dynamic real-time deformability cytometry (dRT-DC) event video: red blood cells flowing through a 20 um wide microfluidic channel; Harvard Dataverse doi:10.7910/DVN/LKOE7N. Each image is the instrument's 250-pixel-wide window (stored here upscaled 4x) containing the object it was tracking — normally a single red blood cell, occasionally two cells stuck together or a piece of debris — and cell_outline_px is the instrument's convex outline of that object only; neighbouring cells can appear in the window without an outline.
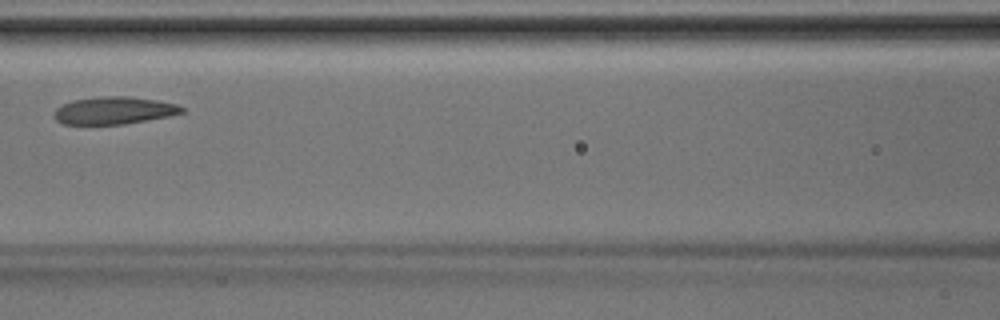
{"species": "Egyptian fruit bat (a non-hibernating species)", "species_latin": "Rousettus aegyptiacus", "temperature_condition": "room temperature", "stored_images_in_passage": 6, "camera_frame_rate_fps": 3000, "um_per_image_px": 0.085, "animal": {"sex": "male"}, "frame": {"image": 1, "passage_image": 6, "time_ms": 1.667, "image_size_px": [1000, 320], "cell_outline_px": [[184, 112], [168, 116], [124, 124], [64, 124], [56, 120], [52, 116], [56, 108], [72, 100], [100, 96], [128, 96], [156, 100], [176, 104], [184, 108]], "centroid_in_image_um": [9.66, 9.39], "position_along_channel_um": 156.9, "area_um2": 20.35}}